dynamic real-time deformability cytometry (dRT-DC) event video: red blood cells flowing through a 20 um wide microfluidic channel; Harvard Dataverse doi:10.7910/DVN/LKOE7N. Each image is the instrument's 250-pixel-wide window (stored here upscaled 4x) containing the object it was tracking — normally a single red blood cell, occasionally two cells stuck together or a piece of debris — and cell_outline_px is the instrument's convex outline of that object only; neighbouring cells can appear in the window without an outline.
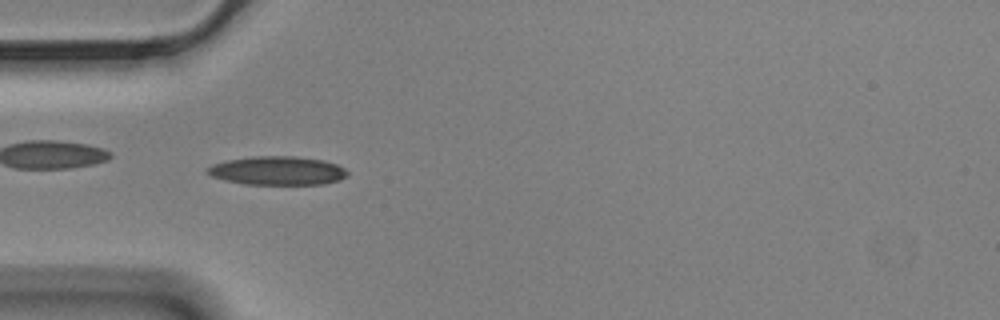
{"species": "Egyptian fruit bat (a non-hibernating species)", "species_latin": "Rousettus aegyptiacus", "temperature_condition": "cold", "stored_images_in_passage": 56, "camera_frame_rate_fps": 3000, "um_per_image_px": 0.085, "animal": {"sex": "male"}, "frame": {"image": 1, "passage_image": 17, "time_ms": 5.333, "image_size_px": [1000, 320], "cell_outline_px": [[348, 176], [340, 180], [324, 184], [244, 184], [224, 180], [212, 176], [204, 172], [204, 168], [212, 164], [228, 160], [252, 156], [296, 156], [324, 160], [336, 164], [344, 168], [348, 172]], "centroid_in_image_um": [23.56, 14.5], "position_along_channel_um": 61.4, "area_um2": 23.64}, "authors_computed_cell_mechanics": {"area_um2": 22.2241, "velocity_mm_per_s": 3.4866, "shape_relaxation_time_tau1_ms": 11.1883, "shape_relaxation_time_tau2_ms": 3.3225, "deformation_change_tau1": 0.231, "deformation_change_tau2": 0.1092}}